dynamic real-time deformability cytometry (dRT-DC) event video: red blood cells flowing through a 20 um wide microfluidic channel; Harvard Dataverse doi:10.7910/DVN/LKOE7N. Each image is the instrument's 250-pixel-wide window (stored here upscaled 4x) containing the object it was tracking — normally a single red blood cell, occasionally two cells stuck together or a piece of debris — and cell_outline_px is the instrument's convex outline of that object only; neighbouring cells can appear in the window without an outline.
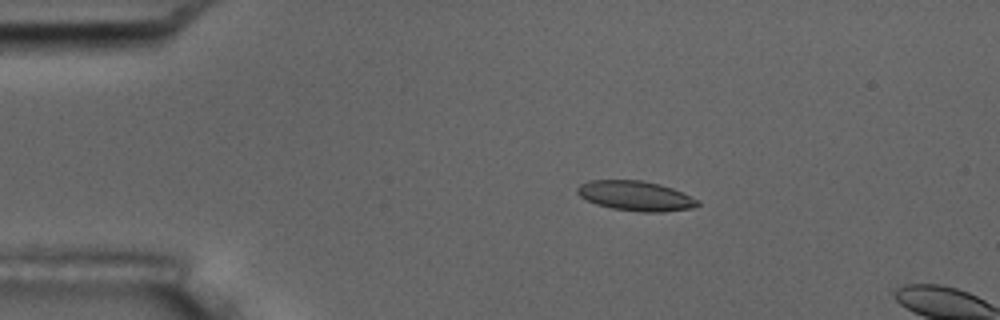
{"species": "common noctule bat (a hibernating species)", "species_latin": "Nyctalus noctula", "temperature_condition": "room temperature", "stored_images_in_passage": 3, "camera_frame_rate_fps": 3000, "um_per_image_px": 0.085, "animal": {"sex": "male", "body_mass_g": 17.5, "forearm_length_mm": 52.3}, "frame": {"image": 1, "passage_image": 2, "time_ms": 2.0, "image_size_px": [1000, 320], "cell_outline_px": [[700, 204], [692, 208], [664, 212], [644, 212], [612, 208], [596, 204], [580, 196], [576, 192], [576, 188], [580, 184], [588, 180], [644, 180], [660, 184], [672, 188], [700, 200]], "centroid_in_image_um": [54.03, 16.64], "position_along_channel_um": 31.0, "area_um2": 20.98}}